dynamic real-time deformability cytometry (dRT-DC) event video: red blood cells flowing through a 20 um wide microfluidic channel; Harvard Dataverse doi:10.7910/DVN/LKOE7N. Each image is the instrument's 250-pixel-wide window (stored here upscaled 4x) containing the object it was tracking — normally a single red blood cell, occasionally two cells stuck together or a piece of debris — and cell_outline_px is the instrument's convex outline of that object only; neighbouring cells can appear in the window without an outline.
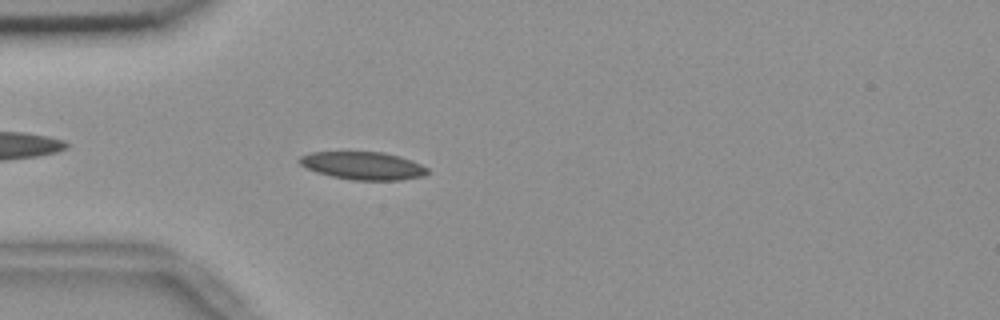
{"species": "common noctule bat (a hibernating species)", "species_latin": "Nyctalus noctula", "temperature_condition": "room temperature", "stored_images_in_passage": 54, "camera_frame_rate_fps": 3000, "um_per_image_px": 0.085, "animal": {"sex": "female", "body_mass_g": 18.4}, "frame": {"image": 1, "passage_image": 15, "time_ms": 4.667, "image_size_px": [1000, 320], "cell_outline_px": [[428, 172], [424, 176], [400, 180], [352, 180], [332, 176], [316, 172], [300, 164], [296, 160], [300, 156], [312, 152], [384, 152], [412, 160], [428, 168]], "centroid_in_image_um": [30.85, 14.08], "position_along_channel_um": 54.1, "area_um2": 20.75}}
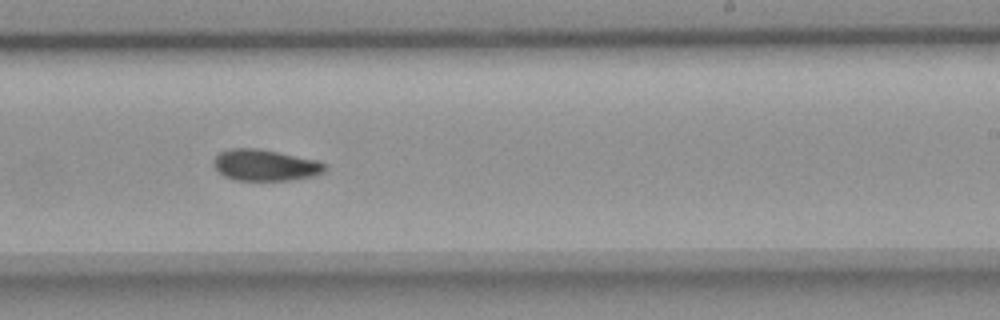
{"frame": {"image": 2, "passage_image": 33, "time_ms": 10.667, "image_size_px": [1000, 320], "cell_outline_px": [[328, 168], [324, 172], [312, 176], [292, 180], [232, 180], [224, 176], [212, 164], [212, 160], [220, 152], [232, 148], [260, 148], [316, 160], [324, 164]], "centroid_in_image_um": [22.52, 14.04], "position_along_channel_um": 266.5, "area_um2": 20.35}}
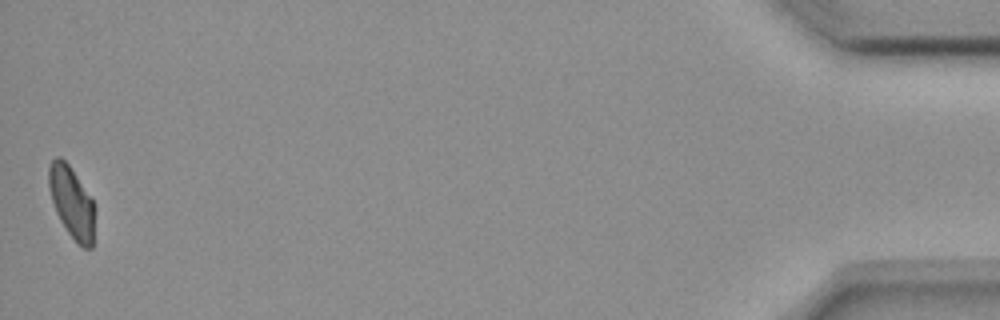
{"frame": {"image": 3, "passage_image": 54, "time_ms": 17.667, "image_size_px": [1000, 320], "cell_outline_px": [[92, 248], [84, 248], [68, 232], [60, 220], [56, 212], [48, 188], [48, 168], [52, 160], [56, 156], [60, 156], [68, 164], [92, 200]], "centroid_in_image_um": [6.03, 17.14], "position_along_channel_um": 429.2, "area_um2": 18.32}, "authors_computed_cell_mechanics": {"area_um2": 20.1144, "velocity_mm_per_s": 3.6568, "shape_relaxation_time_tau1_ms": null, "shape_relaxation_time_tau2_ms": 5.2369, "deformation_change_tau1": null, "deformation_change_tau2": 0.0927}}